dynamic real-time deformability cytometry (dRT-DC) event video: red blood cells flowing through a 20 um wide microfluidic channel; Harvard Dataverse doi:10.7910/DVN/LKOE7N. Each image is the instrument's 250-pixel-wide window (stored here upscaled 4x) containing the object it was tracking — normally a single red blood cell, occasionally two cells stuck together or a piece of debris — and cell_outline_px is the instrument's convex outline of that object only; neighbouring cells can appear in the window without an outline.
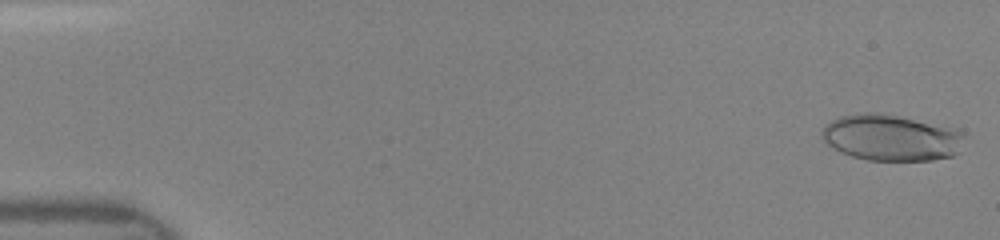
{"species": "human", "species_latin": "Homo sapiens", "temperature_condition": "room temperature", "stored_images_in_passage": 47, "camera_frame_rate_fps": 3000, "um_per_image_px": 0.085, "donor": {"sex": "female"}, "frame": {"image": 1, "passage_image": 1, "time_ms": 0.0, "image_size_px": [1000, 240], "cell_outline_px": [[964, 136], [956, 152], [952, 156], [932, 160], [868, 160], [852, 156], [840, 152], [828, 144], [824, 140], [820, 132], [832, 120], [840, 116], [864, 112], [876, 112], [956, 128], [964, 132]], "centroid_in_image_um": [75.73, 11.7], "position_along_channel_um": 9.3, "area_um2": 37.97}}
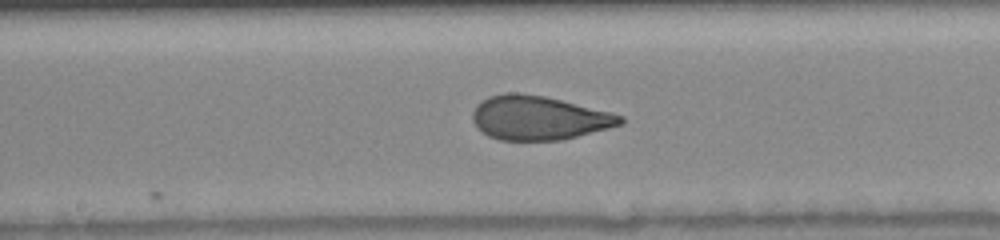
{"frame": {"image": 2, "passage_image": 25, "time_ms": 8.0, "image_size_px": [1000, 240], "cell_outline_px": [[624, 124], [560, 140], [500, 140], [488, 136], [472, 120], [472, 112], [476, 104], [480, 100], [488, 96], [504, 92], [520, 92], [544, 96], [612, 112], [624, 116]], "centroid_in_image_um": [45.78, 10.0], "position_along_channel_um": 202.4, "area_um2": 37.97}}
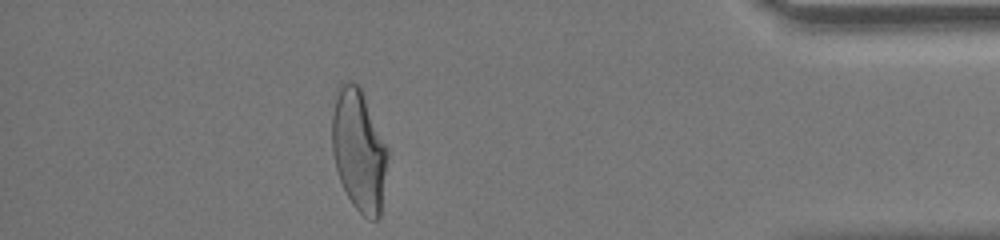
{"frame": {"image": 3, "passage_image": 42, "time_ms": 13.667, "image_size_px": [1000, 240], "cell_outline_px": [[388, 156], [380, 216], [376, 220], [368, 220], [352, 204], [340, 180], [336, 168], [332, 152], [332, 112], [336, 88], [344, 80], [348, 80], [356, 84], [360, 88], [388, 148]], "centroid_in_image_um": [30.49, 12.76], "position_along_channel_um": 404.7, "area_um2": 39.42}}